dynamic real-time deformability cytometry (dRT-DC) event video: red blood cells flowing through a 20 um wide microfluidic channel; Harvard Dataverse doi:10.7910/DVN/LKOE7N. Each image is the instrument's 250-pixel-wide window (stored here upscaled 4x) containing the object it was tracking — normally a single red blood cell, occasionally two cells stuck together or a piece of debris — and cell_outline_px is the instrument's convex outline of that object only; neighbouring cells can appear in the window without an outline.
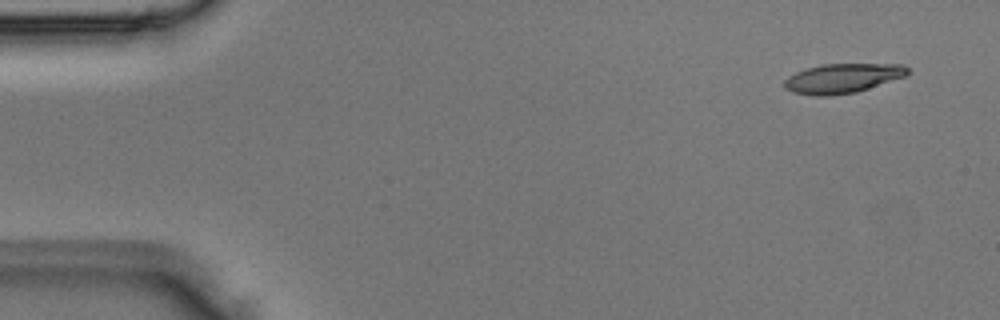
{"species": "Egyptian fruit bat (a non-hibernating species)", "species_latin": "Rousettus aegyptiacus", "temperature_condition": "room temperature", "stored_images_in_passage": 4, "camera_frame_rate_fps": 3000, "um_per_image_px": 0.085, "animal": {"sex": "male"}, "frame": {"image": 1, "passage_image": 1, "time_ms": 0.0, "image_size_px": [1000, 320], "cell_outline_px": [[908, 72], [904, 76], [856, 92], [828, 96], [816, 96], [792, 92], [784, 88], [784, 80], [788, 76], [796, 72], [820, 64], [904, 64], [908, 68]], "centroid_in_image_um": [71.57, 6.65], "position_along_channel_um": 13.4, "area_um2": 21.04}}
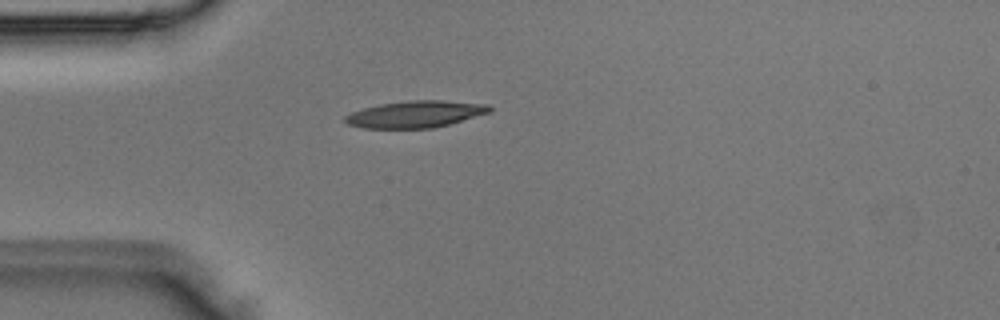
{"frame": {"image": 2, "passage_image": 4, "time_ms": 1.0, "image_size_px": [1000, 320], "cell_outline_px": [[492, 112], [448, 124], [432, 128], [364, 128], [348, 124], [344, 120], [344, 116], [352, 112], [364, 108], [380, 104], [412, 100], [440, 100], [488, 104], [492, 108]], "centroid_in_image_um": [35.33, 9.7], "position_along_channel_um": 49.7, "area_um2": 22.43}}